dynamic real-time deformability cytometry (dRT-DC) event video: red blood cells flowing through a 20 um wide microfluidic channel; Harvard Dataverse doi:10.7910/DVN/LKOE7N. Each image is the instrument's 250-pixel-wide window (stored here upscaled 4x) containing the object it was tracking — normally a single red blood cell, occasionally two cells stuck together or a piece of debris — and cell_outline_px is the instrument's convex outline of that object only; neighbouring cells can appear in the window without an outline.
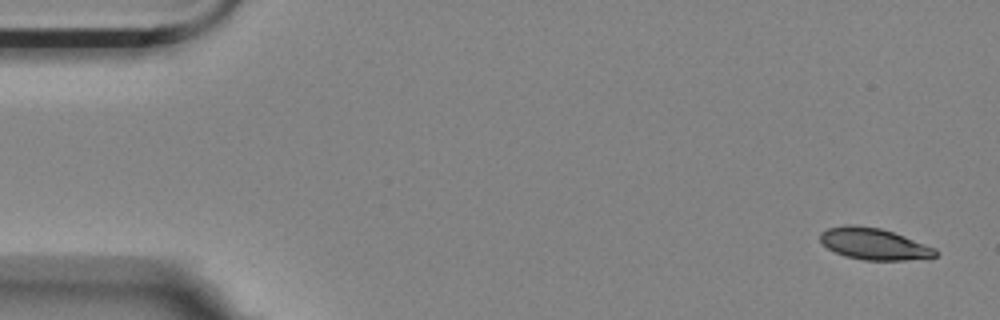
{"species": "Egyptian fruit bat (a non-hibernating species)", "species_latin": "Rousettus aegyptiacus", "temperature_condition": "room temperature", "stored_images_in_passage": 5, "camera_frame_rate_fps": 3000, "um_per_image_px": 0.085, "animal": {"sex": "female"}, "frame": {"image": 1, "passage_image": 1, "time_ms": 0.0, "image_size_px": [1000, 320], "cell_outline_px": [[940, 252], [936, 256], [904, 260], [864, 260], [844, 256], [828, 248], [820, 240], [820, 232], [828, 228], [844, 224], [856, 224], [880, 228], [904, 236], [936, 248]], "centroid_in_image_um": [74.27, 20.72], "position_along_channel_um": 10.7, "area_um2": 21.21}}
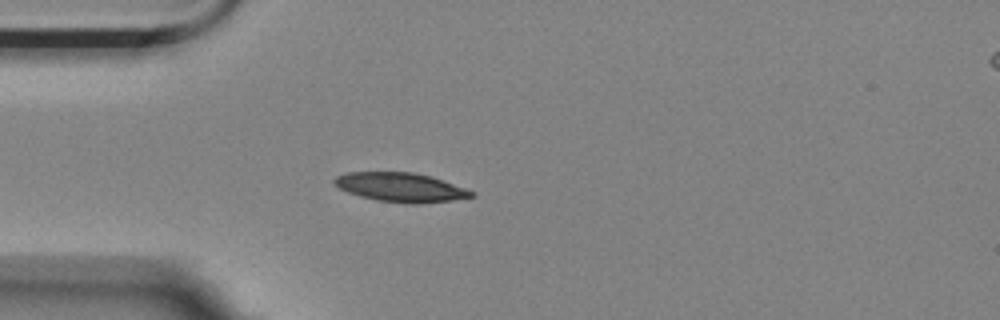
{"frame": {"image": 2, "passage_image": 5, "time_ms": 1.333, "image_size_px": [1000, 320], "cell_outline_px": [[476, 196], [452, 200], [420, 204], [412, 204], [376, 200], [360, 196], [348, 192], [332, 184], [332, 180], [336, 176], [348, 172], [412, 172], [432, 176], [476, 192]], "centroid_in_image_um": [34.06, 15.92], "position_along_channel_um": 50.9, "area_um2": 23.41}}